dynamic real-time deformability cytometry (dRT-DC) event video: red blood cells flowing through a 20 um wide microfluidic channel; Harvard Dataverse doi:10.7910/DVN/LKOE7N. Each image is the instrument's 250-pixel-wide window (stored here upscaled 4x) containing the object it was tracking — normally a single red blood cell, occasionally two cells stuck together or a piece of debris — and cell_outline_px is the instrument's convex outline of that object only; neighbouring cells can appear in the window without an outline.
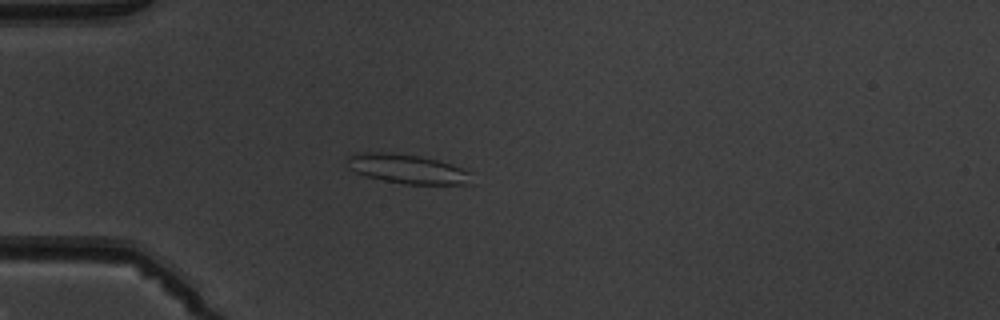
{"species": "common noctule bat (a hibernating species)", "species_latin": "Nyctalus noctula", "temperature_condition": "warm", "stored_images_in_passage": 4, "camera_frame_rate_fps": 3000, "um_per_image_px": 0.085, "animal": {"sex": "male", "body_mass_g": 19.5, "forearm_length_mm": 54.6}, "frame": {"image": 1, "passage_image": 4, "time_ms": 3.333, "image_size_px": [1000, 320], "cell_outline_px": [[472, 184], [404, 184], [384, 180], [368, 176], [356, 172], [348, 168], [348, 156], [360, 152], [392, 152], [420, 156], [452, 164], [472, 172]], "centroid_in_image_um": [34.66, 14.35], "position_along_channel_um": 50.3, "area_um2": 21.27}}